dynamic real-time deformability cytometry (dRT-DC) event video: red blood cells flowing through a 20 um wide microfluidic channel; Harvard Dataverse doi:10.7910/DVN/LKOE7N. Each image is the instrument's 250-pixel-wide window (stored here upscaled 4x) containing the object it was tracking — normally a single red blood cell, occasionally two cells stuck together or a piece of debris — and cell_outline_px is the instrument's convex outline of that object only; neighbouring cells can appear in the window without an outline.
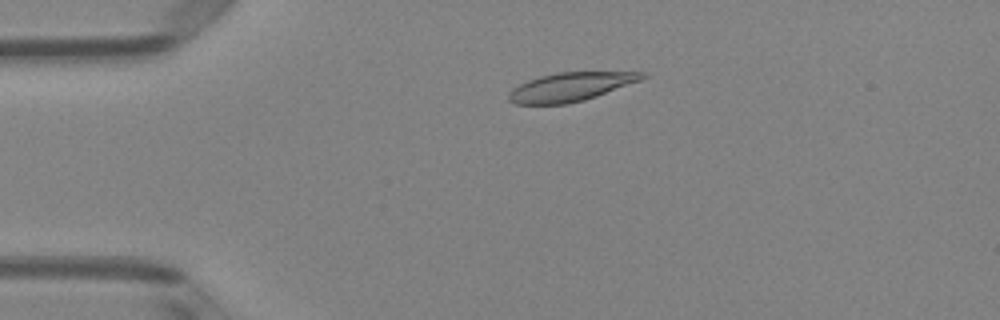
{"species": "Egyptian fruit bat (a non-hibernating species)", "species_latin": "Rousettus aegyptiacus", "temperature_condition": "room temperature", "stored_images_in_passage": 4, "camera_frame_rate_fps": 3000, "um_per_image_px": 0.085, "animal": {"sex": "female"}, "frame": {"image": 1, "passage_image": 3, "time_ms": 0.667, "image_size_px": [1000, 320], "cell_outline_px": [[648, 76], [640, 80], [596, 96], [584, 100], [564, 104], [516, 104], [508, 100], [508, 92], [512, 88], [528, 80], [540, 76], [556, 72], [648, 72]], "centroid_in_image_um": [48.47, 7.38], "position_along_channel_um": 36.5, "area_um2": 22.2}}